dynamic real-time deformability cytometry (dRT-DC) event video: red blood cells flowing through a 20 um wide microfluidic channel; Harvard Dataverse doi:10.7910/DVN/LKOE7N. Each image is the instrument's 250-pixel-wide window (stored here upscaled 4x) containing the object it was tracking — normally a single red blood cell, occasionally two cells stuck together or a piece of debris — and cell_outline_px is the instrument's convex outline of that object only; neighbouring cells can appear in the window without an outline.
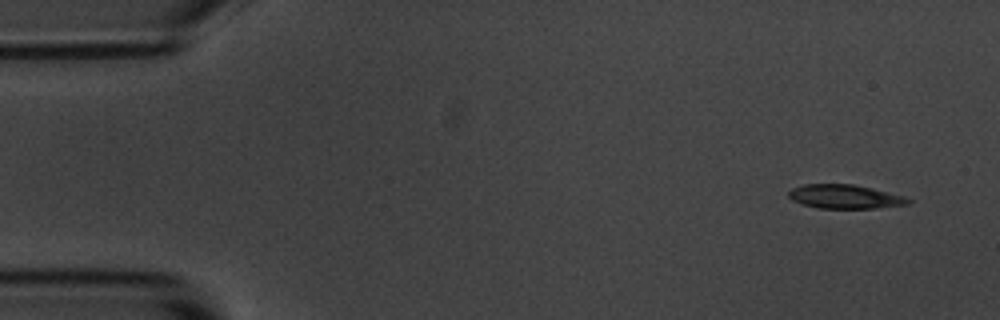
{"species": "common noctule bat (a hibernating species)", "species_latin": "Nyctalus noctula", "temperature_condition": "room temperature", "stored_images_in_passage": 4, "camera_frame_rate_fps": 3000, "um_per_image_px": 0.085, "animal": {"sex": "male", "body_mass_g": 20.1, "forearm_length_mm": 53.5}, "frame": {"image": 1, "passage_image": 1, "time_ms": 0.0, "image_size_px": [1000, 320], "cell_outline_px": [[912, 200], [908, 204], [876, 208], [820, 208], [804, 204], [792, 200], [788, 196], [788, 192], [792, 188], [804, 184], [852, 184], [872, 188], [904, 196]], "centroid_in_image_um": [71.81, 16.71], "position_along_channel_um": 13.2, "area_um2": 16.53}}
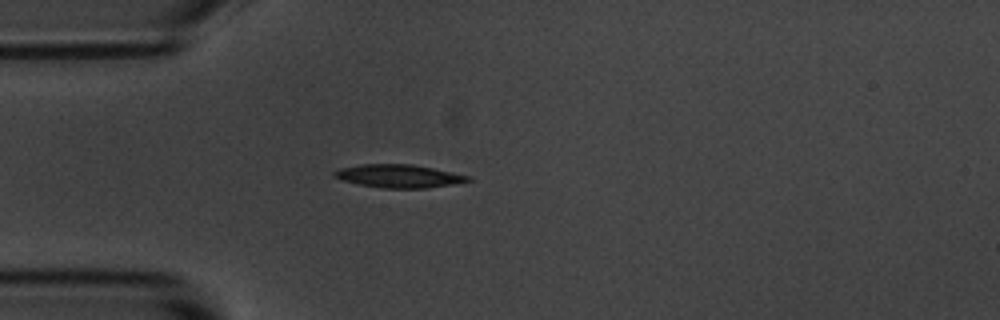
{"frame": {"image": 2, "passage_image": 4, "time_ms": 3.667, "image_size_px": [1000, 320], "cell_outline_px": [[472, 180], [452, 184], [428, 188], [380, 188], [356, 184], [332, 176], [332, 172], [340, 168], [360, 164], [412, 164], [472, 176]], "centroid_in_image_um": [33.88, 14.97], "position_along_channel_um": 51.1, "area_um2": 18.09}}